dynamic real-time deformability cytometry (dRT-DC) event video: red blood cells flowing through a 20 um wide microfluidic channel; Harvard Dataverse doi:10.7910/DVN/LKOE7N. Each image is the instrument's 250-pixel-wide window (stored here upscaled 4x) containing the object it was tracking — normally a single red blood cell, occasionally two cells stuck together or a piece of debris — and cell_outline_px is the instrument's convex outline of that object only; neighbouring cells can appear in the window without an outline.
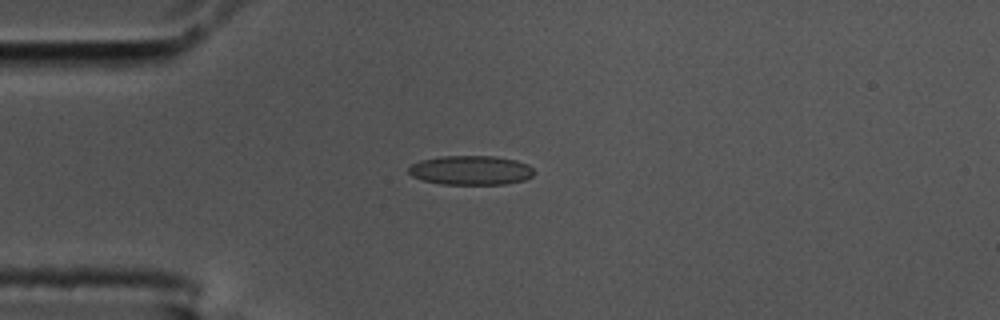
{"species": "common noctule bat (a hibernating species)", "species_latin": "Nyctalus noctula", "temperature_condition": "cold", "stored_images_in_passage": 43, "camera_frame_rate_fps": 3000, "um_per_image_px": 0.085, "animal": {"sex": "male", "body_mass_g": 17.5, "forearm_length_mm": 52.3}, "frame": {"image": 1, "passage_image": 1, "time_ms": 0.0, "image_size_px": [1000, 320], "cell_outline_px": [[536, 172], [532, 176], [524, 180], [504, 184], [440, 184], [420, 180], [412, 176], [408, 172], [408, 168], [412, 164], [420, 160], [440, 156], [496, 156], [516, 160], [528, 164]], "centroid_in_image_um": [40.01, 14.47], "position_along_channel_um": 45.0, "area_um2": 21.62}}
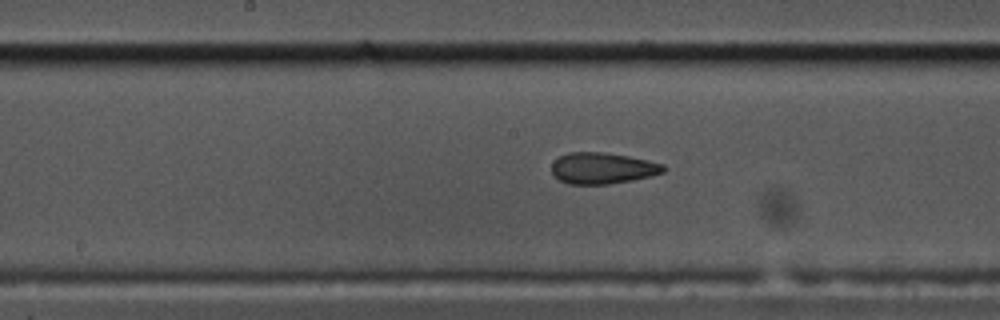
{"frame": {"image": 2, "passage_image": 15, "time_ms": 4.667, "image_size_px": [1000, 320], "cell_outline_px": [[664, 172], [652, 176], [632, 180], [608, 184], [568, 184], [552, 176], [552, 160], [568, 152], [604, 152], [628, 156], [648, 160], [664, 164]], "centroid_in_image_um": [51.18, 14.29], "position_along_channel_um": 197.0, "area_um2": 20.52}}
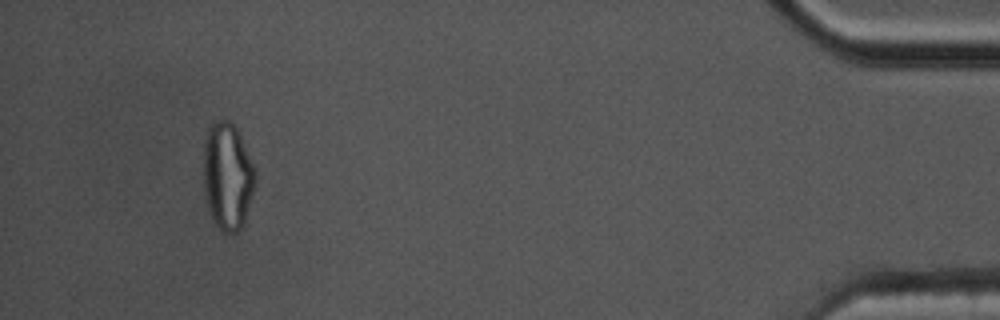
{"frame": {"image": 3, "passage_image": 39, "time_ms": 12.667, "image_size_px": [1000, 320], "cell_outline_px": [[256, 184], [244, 224], [236, 232], [224, 232], [212, 220], [208, 212], [204, 192], [204, 140], [208, 128], [212, 120], [228, 120], [236, 128], [240, 136], [256, 172]], "centroid_in_image_um": [19.33, 14.99], "position_along_channel_um": 415.9, "area_um2": 32.54}, "authors_computed_cell_mechanics": {"area_um2": 21.1548, "velocity_mm_per_s": 3.6042, "shape_relaxation_time_tau1_ms": null, "shape_relaxation_time_tau2_ms": 1.7807, "deformation_change_tau1": null, "deformation_change_tau2": 0.0895}}